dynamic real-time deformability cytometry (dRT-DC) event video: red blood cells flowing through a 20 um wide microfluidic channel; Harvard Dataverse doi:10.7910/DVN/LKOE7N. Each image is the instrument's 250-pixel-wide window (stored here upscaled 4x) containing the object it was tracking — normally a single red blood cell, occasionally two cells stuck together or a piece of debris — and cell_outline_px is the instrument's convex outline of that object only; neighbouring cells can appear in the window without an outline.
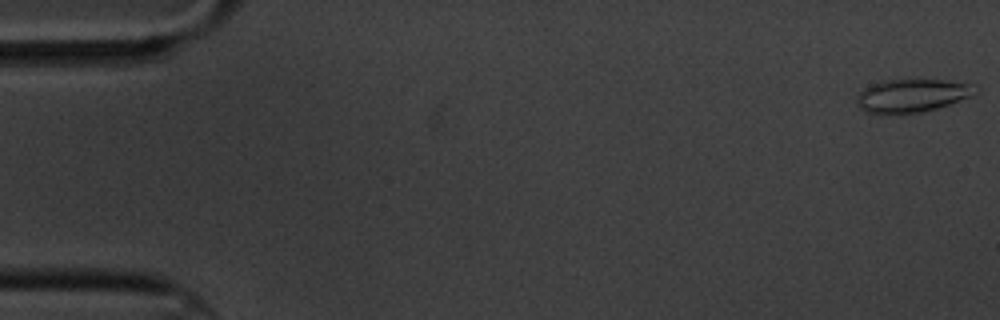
{"species": "common noctule bat (a hibernating species)", "species_latin": "Nyctalus noctula", "temperature_condition": "cold", "stored_images_in_passage": 8, "camera_frame_rate_fps": 3000, "um_per_image_px": 0.085, "animal": {"sex": "male", "body_mass_g": 20.1, "forearm_length_mm": 53.5}, "frame": {"image": 1, "passage_image": 1, "time_ms": 0.0, "image_size_px": [1000, 320], "cell_outline_px": [[976, 92], [972, 96], [936, 108], [920, 112], [868, 112], [860, 108], [856, 100], [856, 96], [864, 88], [880, 80], [948, 80], [968, 84]], "centroid_in_image_um": [77.47, 8.1], "position_along_channel_um": 7.5, "area_um2": 22.14}}
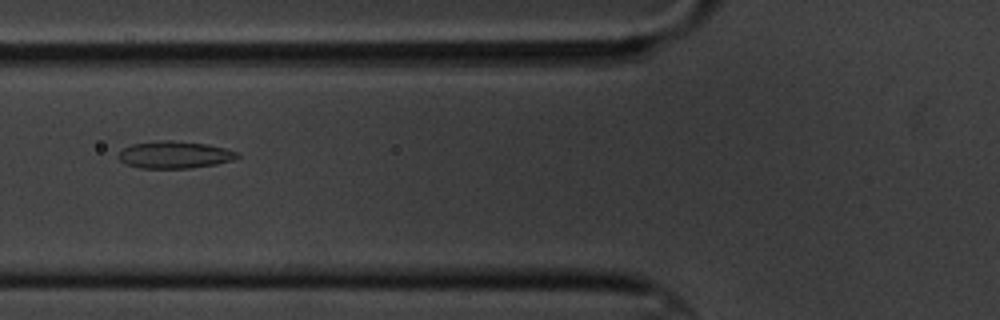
{"frame": {"image": 2, "passage_image": 7, "time_ms": 7.0, "image_size_px": [1000, 320], "cell_outline_px": [[240, 156], [232, 160], [216, 164], [192, 168], [140, 168], [124, 164], [120, 160], [120, 152], [124, 148], [132, 144], [164, 140], [172, 140], [208, 144], [240, 152]], "centroid_in_image_um": [14.87, 13.16], "position_along_channel_um": 110.9, "area_um2": 18.79}}
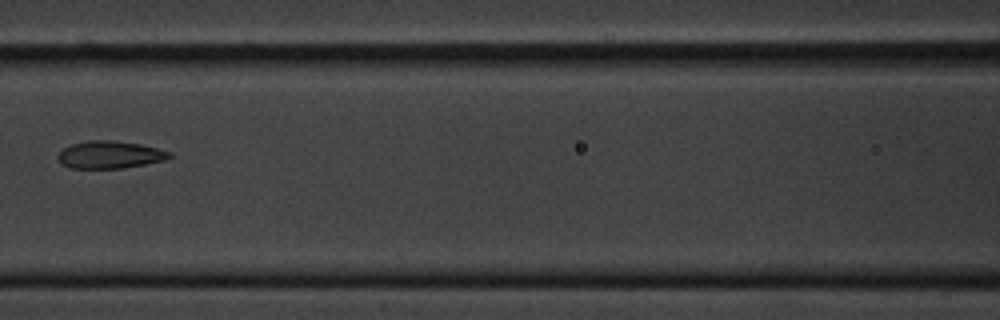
{"frame": {"image": 3, "passage_image": 8, "time_ms": 8.333, "image_size_px": [1000, 320], "cell_outline_px": [[172, 156], [164, 160], [124, 168], [72, 168], [60, 164], [56, 156], [64, 148], [72, 144], [88, 140], [116, 140], [140, 144], [172, 152]], "centroid_in_image_um": [9.32, 13.15], "position_along_channel_um": 157.3, "area_um2": 17.86}}